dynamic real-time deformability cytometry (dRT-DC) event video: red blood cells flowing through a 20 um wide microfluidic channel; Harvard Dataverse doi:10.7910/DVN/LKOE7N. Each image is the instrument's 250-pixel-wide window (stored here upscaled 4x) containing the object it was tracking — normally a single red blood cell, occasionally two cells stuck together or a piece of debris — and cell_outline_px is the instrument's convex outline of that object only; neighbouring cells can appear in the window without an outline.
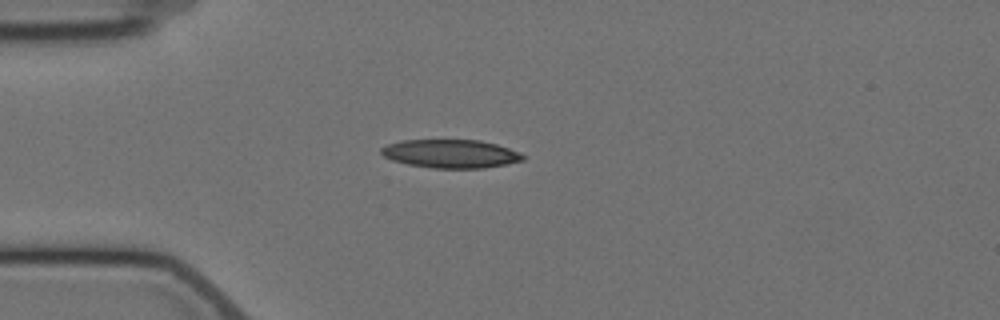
{"species": "Egyptian fruit bat (a non-hibernating species)", "species_latin": "Rousettus aegyptiacus", "temperature_condition": "cold", "stored_images_in_passage": 3, "camera_frame_rate_fps": 3000, "um_per_image_px": 0.085, "animal": {"sex": "female"}, "frame": {"image": 1, "passage_image": 1, "time_ms": 0.0, "image_size_px": [1000, 320], "cell_outline_px": [[524, 160], [484, 168], [432, 168], [408, 164], [392, 160], [384, 156], [380, 152], [380, 148], [388, 144], [400, 140], [480, 140], [496, 144], [520, 152], [524, 156]], "centroid_in_image_um": [38.29, 13.06], "position_along_channel_um": 46.7, "area_um2": 23.41}}
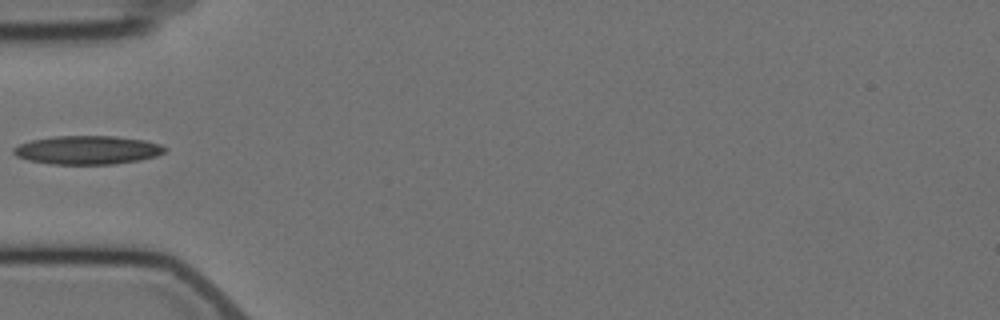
{"frame": {"image": 2, "passage_image": 2, "time_ms": 1.333, "image_size_px": [1000, 320], "cell_outline_px": [[168, 148], [164, 152], [156, 156], [140, 160], [116, 164], [52, 164], [28, 160], [16, 156], [12, 152], [12, 148], [20, 144], [32, 140], [52, 136], [116, 136], [144, 140], [160, 144]], "centroid_in_image_um": [7.44, 12.75], "position_along_channel_um": 77.6, "area_um2": 25.32}}
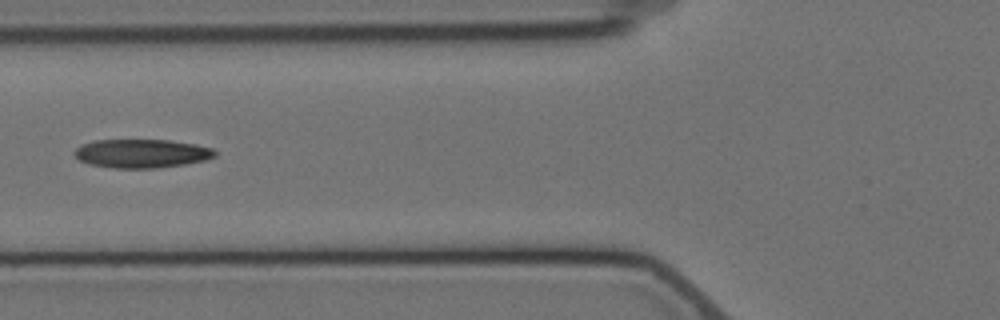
{"frame": {"image": 3, "passage_image": 3, "time_ms": 2.333, "image_size_px": [1000, 320], "cell_outline_px": [[216, 156], [204, 160], [184, 164], [156, 168], [112, 168], [88, 164], [80, 160], [72, 152], [80, 144], [92, 140], [168, 140], [196, 144], [212, 148], [216, 152]], "centroid_in_image_um": [12.0, 13.04], "position_along_channel_um": 113.8, "area_um2": 23.58}}